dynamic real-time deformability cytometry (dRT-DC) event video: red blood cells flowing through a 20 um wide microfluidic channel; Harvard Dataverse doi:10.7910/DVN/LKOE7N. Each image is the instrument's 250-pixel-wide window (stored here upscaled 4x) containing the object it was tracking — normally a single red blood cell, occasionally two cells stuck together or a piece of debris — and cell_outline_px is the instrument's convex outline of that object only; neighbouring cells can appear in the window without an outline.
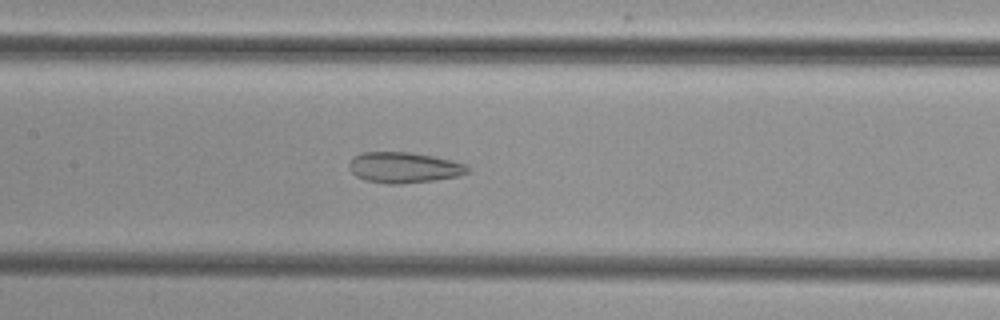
{"species": "common noctule bat (a hibernating species)", "species_latin": "Nyctalus noctula", "temperature_condition": "cold", "stored_images_in_passage": 52, "camera_frame_rate_fps": 3000, "um_per_image_px": 0.085, "animal": {"sex": "female", "body_mass_g": 29.2, "forearm_length_mm": 56.3}, "frame": {"image": 1, "passage_image": 25, "time_ms": 8.0, "image_size_px": [1000, 320], "cell_outline_px": [[468, 172], [460, 176], [436, 180], [400, 184], [388, 184], [364, 180], [356, 176], [348, 168], [348, 164], [352, 156], [360, 152], [408, 152], [432, 156], [452, 160], [468, 164]], "centroid_in_image_um": [34.31, 14.24], "position_along_channel_um": 173.1, "area_um2": 21.5}}
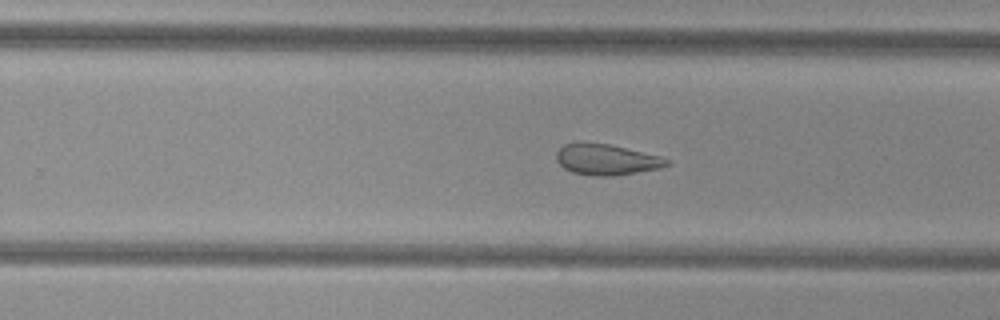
{"frame": {"image": 2, "passage_image": 33, "time_ms": 10.667, "image_size_px": [1000, 320], "cell_outline_px": [[672, 164], [660, 168], [616, 176], [592, 176], [572, 172], [564, 168], [556, 160], [556, 152], [564, 144], [608, 144], [660, 156], [672, 160]], "centroid_in_image_um": [51.6, 13.6], "position_along_channel_um": 278.2, "area_um2": 19.65}}
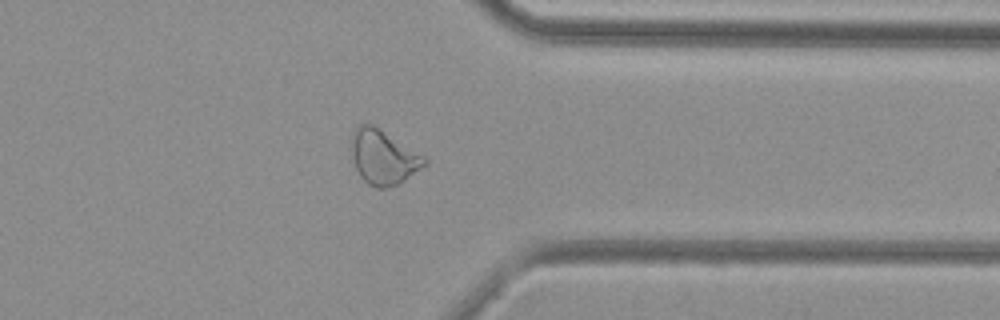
{"frame": {"image": 3, "passage_image": 41, "time_ms": 13.333, "image_size_px": [1000, 320], "cell_outline_px": [[428, 164], [400, 184], [384, 188], [376, 188], [368, 184], [360, 176], [356, 168], [352, 152], [352, 132], [360, 124], [372, 124], [424, 156], [428, 160]], "centroid_in_image_um": [32.61, 13.38], "position_along_channel_um": 378.8, "area_um2": 23.0}}